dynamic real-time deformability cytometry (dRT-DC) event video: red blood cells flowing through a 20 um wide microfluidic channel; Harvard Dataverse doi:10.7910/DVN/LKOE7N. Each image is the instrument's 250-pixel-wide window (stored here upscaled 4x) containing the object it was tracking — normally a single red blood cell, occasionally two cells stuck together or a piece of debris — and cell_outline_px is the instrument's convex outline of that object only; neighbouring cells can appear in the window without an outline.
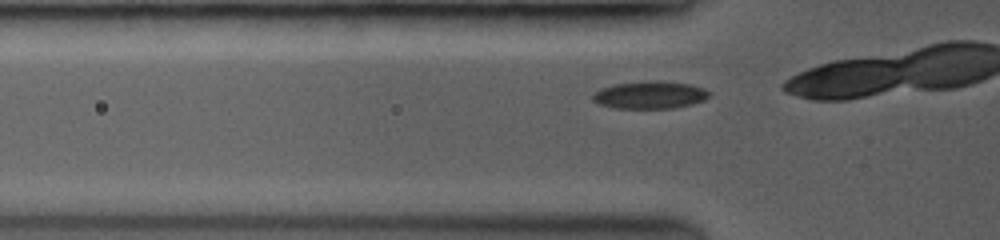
{"species": "common noctule bat (a hibernating species)", "species_latin": "Nyctalus noctula", "temperature_condition": "room temperature", "stored_images_in_passage": 14, "camera_frame_rate_fps": 3500, "um_per_image_px": 0.085, "animal": {"sex": "female", "body_mass_g": 19.0, "forearm_length_mm": 53.3}, "frame": {"image": 1, "passage_image": 7, "time_ms": 1.143, "image_size_px": [1000, 240], "cell_outline_px": [[708, 96], [704, 100], [692, 104], [672, 108], [616, 108], [600, 104], [592, 100], [592, 96], [596, 92], [604, 88], [616, 84], [656, 80], [692, 84], [708, 92]], "centroid_in_image_um": [55.25, 8.07], "position_along_channel_um": 70.6, "area_um2": 18.26}}